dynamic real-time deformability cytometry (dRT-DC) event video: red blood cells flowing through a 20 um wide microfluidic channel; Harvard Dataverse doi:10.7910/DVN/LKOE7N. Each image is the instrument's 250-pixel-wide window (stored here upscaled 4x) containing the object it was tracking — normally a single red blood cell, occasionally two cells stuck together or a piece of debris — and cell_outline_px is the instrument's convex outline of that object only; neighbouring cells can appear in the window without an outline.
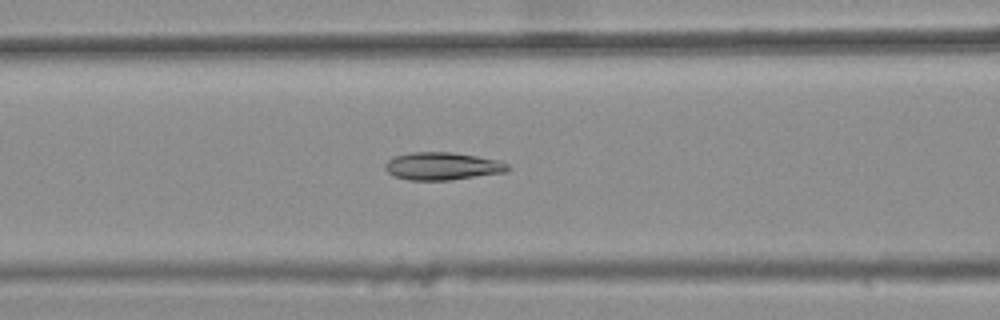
{"species": "common noctule bat (a hibernating species)", "species_latin": "Nyctalus noctula", "temperature_condition": "warm", "stored_images_in_passage": 37, "camera_frame_rate_fps": 3000, "um_per_image_px": 0.085, "animal": {"sex": "female", "body_mass_g": 25.1}, "frame": {"image": 1, "passage_image": 13, "time_ms": 4.0, "image_size_px": [1000, 320], "cell_outline_px": [[512, 168], [504, 172], [448, 180], [408, 180], [396, 176], [388, 172], [384, 168], [384, 164], [388, 160], [396, 156], [412, 152], [452, 152], [500, 160], [508, 164]], "centroid_in_image_um": [37.61, 14.11], "position_along_channel_um": 129.0, "area_um2": 19.65}}
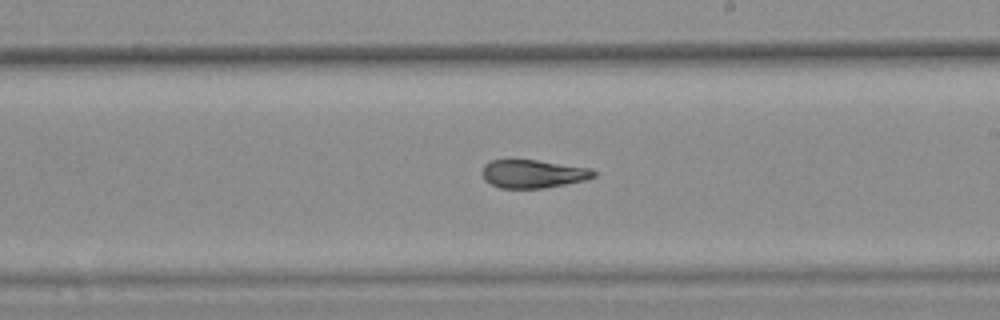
{"frame": {"image": 2, "passage_image": 22, "time_ms": 7.0, "image_size_px": [1000, 320], "cell_outline_px": [[596, 176], [584, 180], [544, 188], [500, 188], [484, 180], [480, 172], [484, 164], [492, 160], [536, 160], [588, 168], [596, 172]], "centroid_in_image_um": [45.25, 14.78], "position_along_channel_um": 243.7, "area_um2": 18.21}}
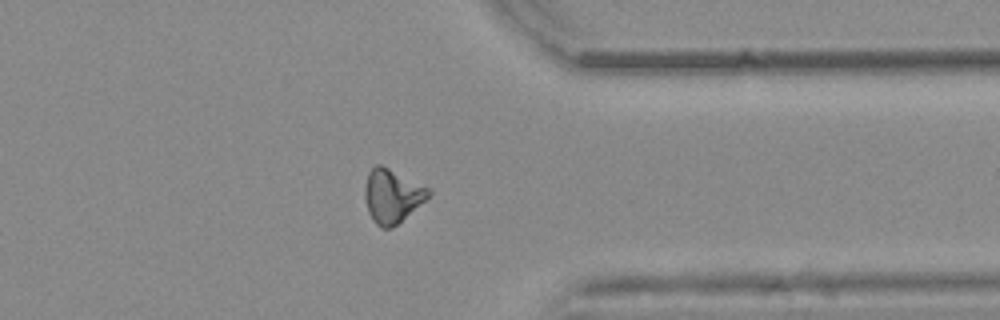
{"frame": {"image": 3, "passage_image": 33, "time_ms": 10.667, "image_size_px": [1000, 320], "cell_outline_px": [[432, 192], [424, 200], [392, 228], [380, 228], [376, 224], [368, 212], [364, 196], [364, 188], [368, 172], [376, 164], [380, 164], [432, 188]], "centroid_in_image_um": [33.31, 16.63], "position_along_channel_um": 378.1, "area_um2": 19.83}, "authors_computed_cell_mechanics": {"area_um2": 19.2474, "velocity_mm_per_s": 3.8364, "shape_relaxation_time_tau1_ms": null, "shape_relaxation_time_tau2_ms": 1.9314, "deformation_change_tau1": null, "deformation_change_tau2": 0.0788}}